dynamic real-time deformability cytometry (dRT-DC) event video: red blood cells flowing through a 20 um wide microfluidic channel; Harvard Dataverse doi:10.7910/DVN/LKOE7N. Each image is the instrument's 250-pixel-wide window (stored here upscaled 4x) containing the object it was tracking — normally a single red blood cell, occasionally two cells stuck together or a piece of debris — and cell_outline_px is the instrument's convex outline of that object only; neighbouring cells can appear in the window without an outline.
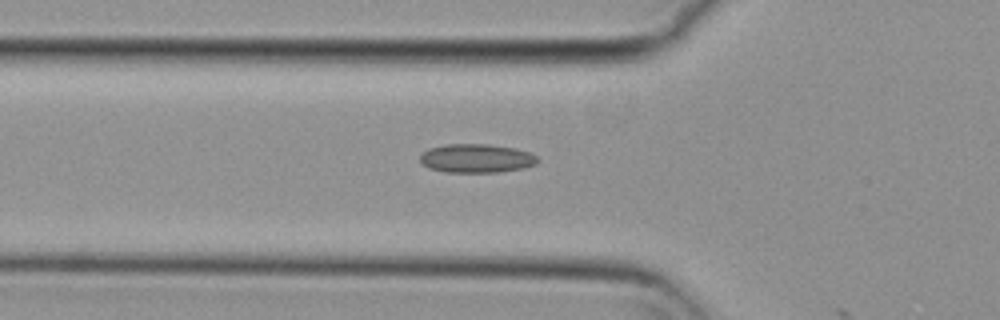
{"species": "common noctule bat (a hibernating species)", "species_latin": "Nyctalus noctula", "temperature_condition": "cold", "stored_images_in_passage": 20, "camera_frame_rate_fps": 3000, "um_per_image_px": 0.085, "animal": {"sex": "female", "body_mass_g": 29.2, "forearm_length_mm": 56.3}, "frame": {"image": 1, "passage_image": 19, "time_ms": 6.0, "image_size_px": [1000, 320], "cell_outline_px": [[540, 160], [536, 164], [524, 168], [496, 172], [444, 172], [428, 168], [420, 160], [420, 156], [428, 148], [444, 144], [488, 144], [516, 148], [528, 152], [536, 156]], "centroid_in_image_um": [40.5, 13.45], "position_along_channel_um": 85.3, "area_um2": 19.77}}